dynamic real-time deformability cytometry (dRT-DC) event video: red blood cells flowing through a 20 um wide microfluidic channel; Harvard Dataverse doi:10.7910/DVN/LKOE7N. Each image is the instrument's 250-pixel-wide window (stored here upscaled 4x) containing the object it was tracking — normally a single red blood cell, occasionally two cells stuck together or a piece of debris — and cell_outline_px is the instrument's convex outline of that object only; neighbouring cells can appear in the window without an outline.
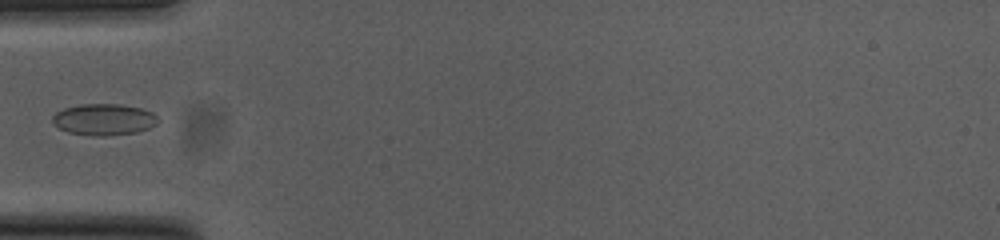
{"species": "common noctule bat (a hibernating species)", "species_latin": "Nyctalus noctula", "temperature_condition": "cold", "stored_images_in_passage": 37, "camera_frame_rate_fps": 3000, "um_per_image_px": 0.085, "animal": {"sex": "female", "body_mass_g": 23.0, "forearm_length_mm": 53.4}, "frame": {"image": 1, "passage_image": 1, "time_ms": 0.0, "image_size_px": [1000, 240], "cell_outline_px": [[160, 120], [156, 124], [148, 128], [136, 132], [108, 136], [92, 136], [68, 132], [52, 124], [52, 116], [56, 112], [64, 108], [80, 104], [120, 104], [140, 108], [152, 112]], "centroid_in_image_um": [8.81, 10.16], "position_along_channel_um": 76.2, "area_um2": 19.42}}
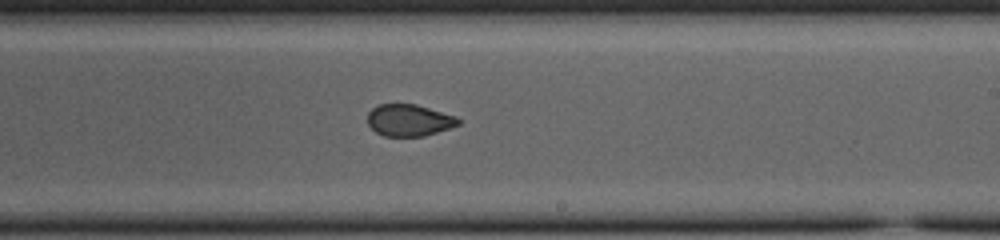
{"frame": {"image": 2, "passage_image": 15, "time_ms": 4.667, "image_size_px": [1000, 240], "cell_outline_px": [[460, 124], [424, 136], [384, 136], [376, 132], [368, 124], [368, 112], [376, 104], [416, 104], [456, 116], [460, 120]], "centroid_in_image_um": [34.75, 10.21], "position_along_channel_um": 254.3, "area_um2": 16.76}}
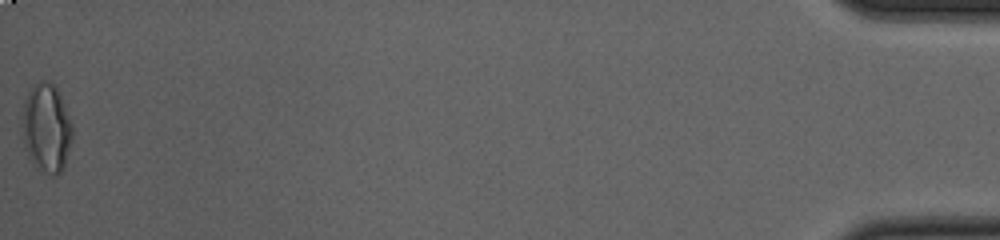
{"frame": {"image": 3, "passage_image": 37, "time_ms": 12.0, "image_size_px": [1000, 240], "cell_outline_px": [[72, 140], [64, 168], [56, 176], [52, 176], [36, 168], [32, 164], [24, 148], [24, 100], [28, 92], [40, 80], [48, 80], [56, 88], [64, 104], [72, 124]], "centroid_in_image_um": [3.97, 10.93], "position_along_channel_um": 431.2, "area_um2": 25.78}}